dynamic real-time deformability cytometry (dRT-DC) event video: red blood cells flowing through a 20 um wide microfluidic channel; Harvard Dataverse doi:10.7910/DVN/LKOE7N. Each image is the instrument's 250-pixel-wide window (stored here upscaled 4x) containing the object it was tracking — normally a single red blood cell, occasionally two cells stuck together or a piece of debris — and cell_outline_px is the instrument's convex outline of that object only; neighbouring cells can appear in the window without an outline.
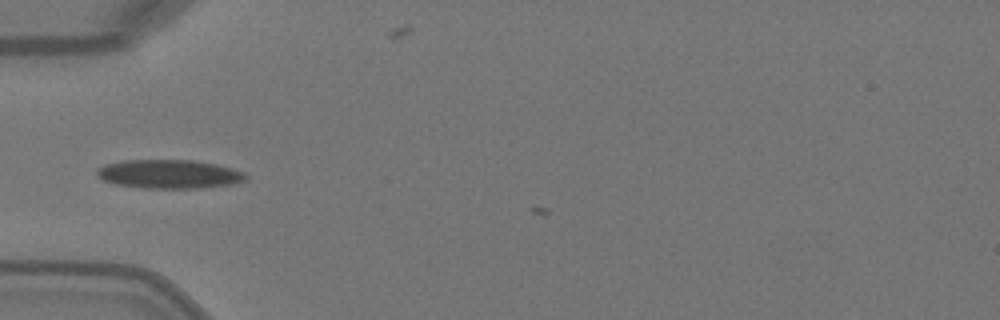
{"species": "Egyptian fruit bat (a non-hibernating species)", "species_latin": "Rousettus aegyptiacus", "temperature_condition": "warm", "stored_images_in_passage": 5, "camera_frame_rate_fps": 3000, "um_per_image_px": 0.085, "animal": {"sex": "female"}, "frame": {"image": 1, "passage_image": 4, "time_ms": 1.0, "image_size_px": [1000, 320], "cell_outline_px": [[248, 180], [236, 184], [196, 188], [144, 188], [112, 184], [100, 180], [96, 176], [96, 168], [104, 164], [120, 160], [192, 160], [216, 164], [232, 168], [244, 172], [248, 176]], "centroid_in_image_um": [14.34, 14.8], "position_along_channel_um": 70.7, "area_um2": 25.49}}